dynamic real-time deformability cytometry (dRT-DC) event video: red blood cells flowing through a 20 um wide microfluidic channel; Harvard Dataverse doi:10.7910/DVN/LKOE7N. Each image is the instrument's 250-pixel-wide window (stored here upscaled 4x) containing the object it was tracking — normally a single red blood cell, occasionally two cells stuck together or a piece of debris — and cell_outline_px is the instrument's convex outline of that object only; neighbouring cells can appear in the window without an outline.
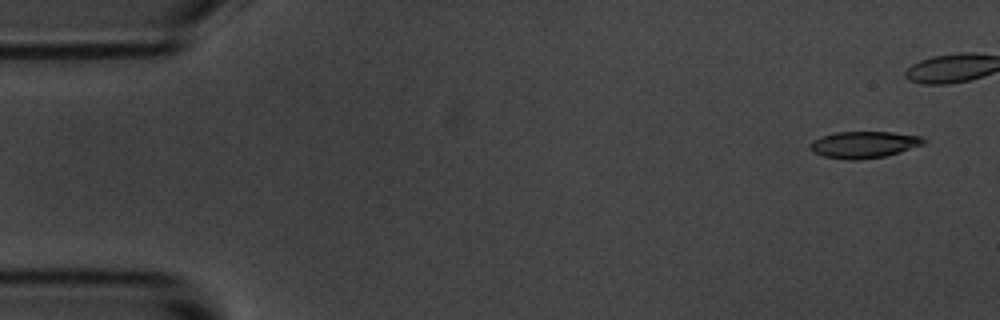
{"species": "common noctule bat (a hibernating species)", "species_latin": "Nyctalus noctula", "temperature_condition": "room temperature", "stored_images_in_passage": 11, "camera_frame_rate_fps": 3000, "um_per_image_px": 0.085, "animal": {"sex": "male", "body_mass_g": 20.1, "forearm_length_mm": 53.5}, "frame": {"image": 1, "passage_image": 1, "time_ms": 0.0, "image_size_px": [1000, 320], "cell_outline_px": [[928, 140], [924, 144], [900, 152], [884, 156], [856, 160], [852, 160], [824, 156], [812, 152], [812, 140], [836, 132], [892, 132], [920, 136]], "centroid_in_image_um": [73.48, 12.29], "position_along_channel_um": 11.5, "area_um2": 17.4}}